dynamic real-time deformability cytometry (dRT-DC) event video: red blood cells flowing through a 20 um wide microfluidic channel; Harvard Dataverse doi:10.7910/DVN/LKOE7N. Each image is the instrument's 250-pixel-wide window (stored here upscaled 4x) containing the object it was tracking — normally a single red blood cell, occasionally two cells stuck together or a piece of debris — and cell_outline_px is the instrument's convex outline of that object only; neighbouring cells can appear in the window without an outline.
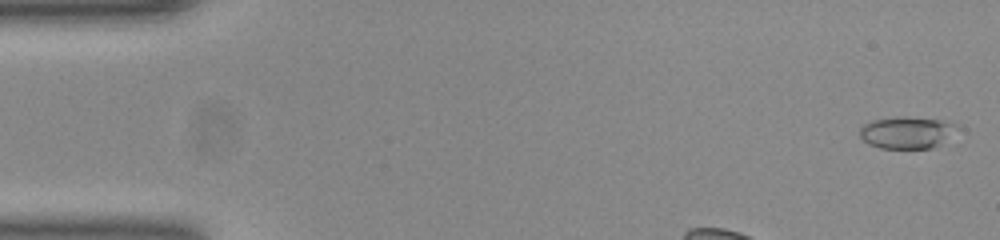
{"species": "common noctule bat (a hibernating species)", "species_latin": "Nyctalus noctula", "temperature_condition": "room temperature", "stored_images_in_passage": 39, "camera_frame_rate_fps": 3000, "um_per_image_px": 0.085, "animal": {"sex": "female", "body_mass_g": 23.0, "forearm_length_mm": 53.4}, "frame": {"image": 1, "passage_image": 2, "time_ms": 0.333, "image_size_px": [1000, 240], "cell_outline_px": [[960, 124], [932, 148], [880, 148], [868, 144], [860, 136], [860, 128], [864, 124], [872, 120], [896, 116], [904, 116], [940, 120]], "centroid_in_image_um": [76.98, 11.24], "position_along_channel_um": 8.0, "area_um2": 17.69}}
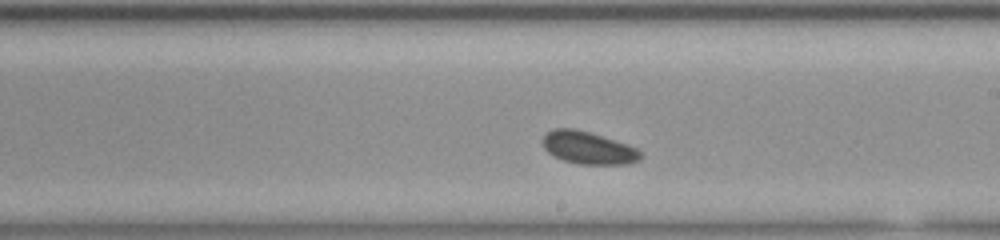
{"frame": {"image": 2, "passage_image": 25, "time_ms": 8.0, "image_size_px": [1000, 240], "cell_outline_px": [[644, 156], [640, 160], [628, 164], [580, 164], [564, 160], [548, 152], [544, 148], [544, 136], [548, 132], [556, 128], [572, 128], [588, 132], [636, 148]], "centroid_in_image_um": [50.02, 12.58], "position_along_channel_um": 239.0, "area_um2": 18.03}}
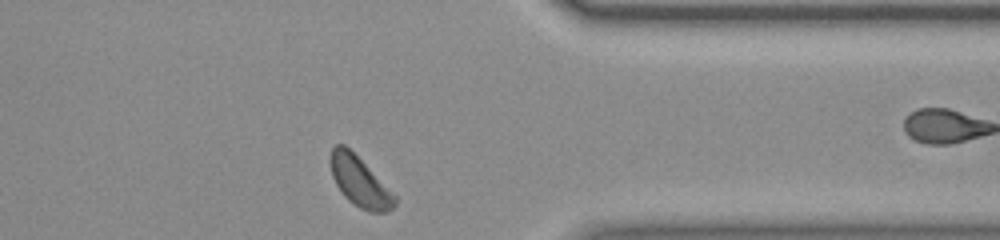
{"frame": {"image": 3, "passage_image": 37, "time_ms": 12.0, "image_size_px": [1000, 240], "cell_outline_px": [[396, 204], [388, 212], [368, 212], [352, 204], [344, 196], [336, 184], [332, 176], [328, 160], [332, 148], [336, 144], [344, 144], [396, 196]], "centroid_in_image_um": [30.53, 15.46], "position_along_channel_um": 380.9, "area_um2": 18.44}}